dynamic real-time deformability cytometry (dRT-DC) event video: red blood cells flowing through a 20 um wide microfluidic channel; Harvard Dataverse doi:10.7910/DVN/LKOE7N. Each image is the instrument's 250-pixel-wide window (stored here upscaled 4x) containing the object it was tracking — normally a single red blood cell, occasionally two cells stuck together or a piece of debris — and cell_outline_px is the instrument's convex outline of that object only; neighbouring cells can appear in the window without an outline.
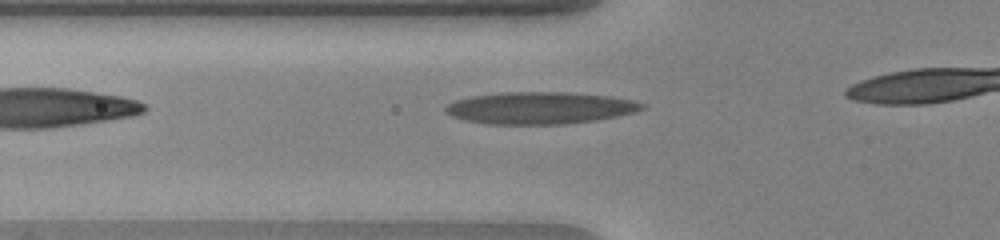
{"species": "human", "species_latin": "Homo sapiens", "temperature_condition": "warm", "stored_images_in_passage": 26, "camera_frame_rate_fps": 3000, "um_per_image_px": 0.085, "donor": {"sex": "female"}, "frame": {"image": 1, "passage_image": 2, "time_ms": 0.333, "image_size_px": [1000, 240], "cell_outline_px": [[648, 104], [644, 108], [636, 112], [596, 120], [564, 124], [488, 124], [464, 120], [452, 116], [444, 112], [444, 108], [448, 104], [456, 100], [472, 96], [500, 92], [572, 92], [612, 96], [632, 100]], "centroid_in_image_um": [45.91, 9.17], "position_along_channel_um": 79.9, "area_um2": 36.93}}
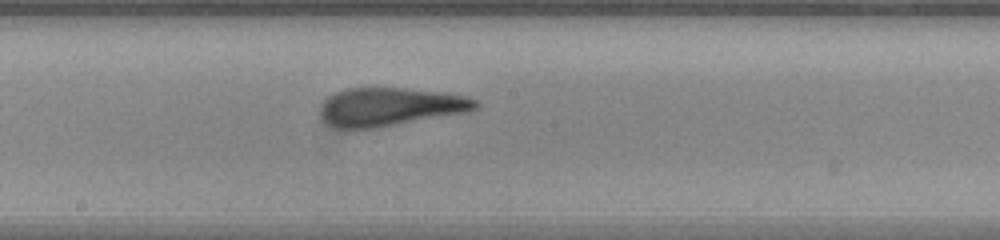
{"frame": {"image": 2, "passage_image": 12, "time_ms": 3.667, "image_size_px": [1000, 240], "cell_outline_px": [[480, 108], [468, 112], [356, 132], [352, 132], [332, 128], [320, 116], [320, 108], [324, 100], [328, 96], [344, 88], [404, 88], [444, 92], [464, 96], [476, 100], [480, 104]], "centroid_in_image_um": [33.11, 9.12], "position_along_channel_um": 215.1, "area_um2": 35.78}}
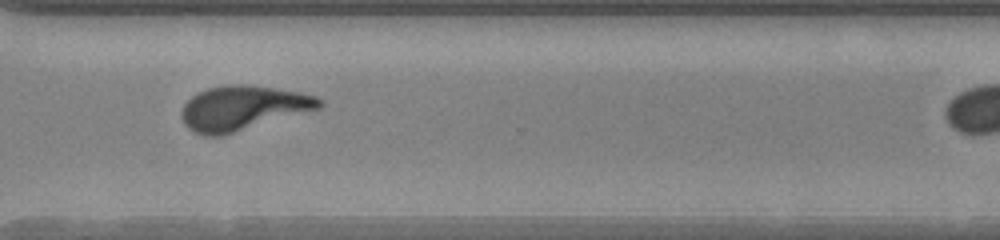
{"frame": {"image": 3, "passage_image": 22, "time_ms": 7.0, "image_size_px": [1000, 240], "cell_outline_px": [[324, 104], [320, 108], [220, 136], [204, 136], [192, 132], [184, 124], [180, 116], [180, 112], [184, 104], [192, 96], [208, 88], [228, 84], [248, 84], [300, 92], [316, 96], [324, 100]], "centroid_in_image_um": [20.62, 9.18], "position_along_channel_um": 350.0, "area_um2": 35.72}}